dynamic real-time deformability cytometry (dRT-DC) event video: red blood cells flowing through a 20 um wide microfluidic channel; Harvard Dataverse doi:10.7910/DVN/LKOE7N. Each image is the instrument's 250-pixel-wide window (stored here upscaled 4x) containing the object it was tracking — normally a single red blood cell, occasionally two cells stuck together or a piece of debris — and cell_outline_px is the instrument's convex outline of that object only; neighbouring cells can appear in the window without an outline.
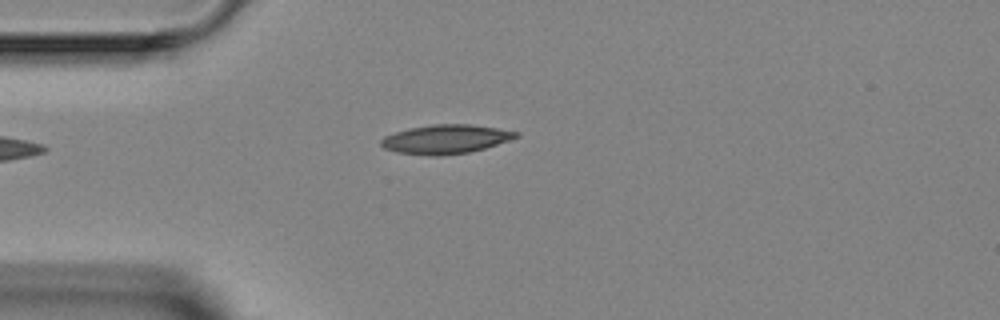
{"species": "Egyptian fruit bat (a non-hibernating species)", "species_latin": "Rousettus aegyptiacus", "temperature_condition": "room temperature", "stored_images_in_passage": 2, "camera_frame_rate_fps": 3000, "um_per_image_px": 0.085, "animal": {"sex": "female"}, "frame": {"image": 1, "passage_image": 2, "time_ms": 1.333, "image_size_px": [1000, 320], "cell_outline_px": [[520, 136], [484, 148], [468, 152], [440, 156], [428, 156], [396, 152], [384, 148], [380, 144], [380, 140], [384, 136], [408, 128], [432, 124], [472, 124], [520, 132]], "centroid_in_image_um": [37.85, 11.83], "position_along_channel_um": 47.2, "area_um2": 22.83}}